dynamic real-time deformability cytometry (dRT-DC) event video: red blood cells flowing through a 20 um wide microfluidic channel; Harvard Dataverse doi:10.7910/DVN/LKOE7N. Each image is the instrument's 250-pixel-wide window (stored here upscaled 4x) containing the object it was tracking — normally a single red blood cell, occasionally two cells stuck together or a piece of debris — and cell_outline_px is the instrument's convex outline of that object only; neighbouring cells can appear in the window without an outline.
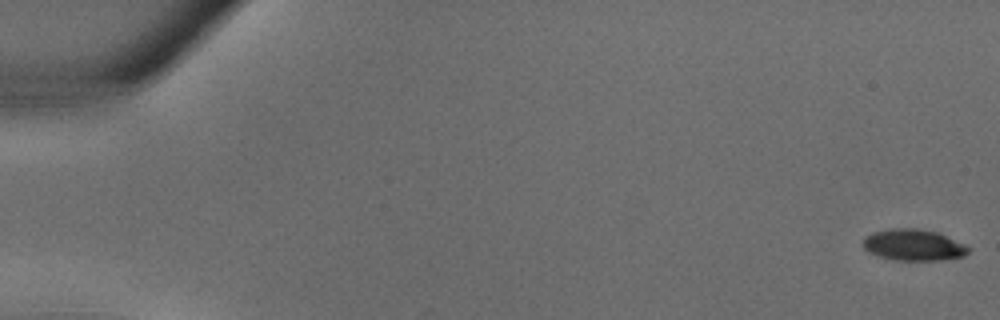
{"species": "common noctule bat (a hibernating species)", "species_latin": "Nyctalus noctula", "temperature_condition": "warm", "stored_images_in_passage": 35, "camera_frame_rate_fps": 3000, "um_per_image_px": 0.085, "animal": {"sex": "male", "body_mass_g": 18.8}, "frame": {"image": 1, "passage_image": 1, "time_ms": 0.0, "image_size_px": [1000, 320], "cell_outline_px": [[972, 248], [964, 256], [940, 260], [896, 260], [880, 256], [868, 252], [864, 248], [864, 240], [872, 232], [892, 228], [920, 228], [936, 232], [964, 244]], "centroid_in_image_um": [77.67, 20.82], "position_along_channel_um": 7.3, "area_um2": 19.07}}
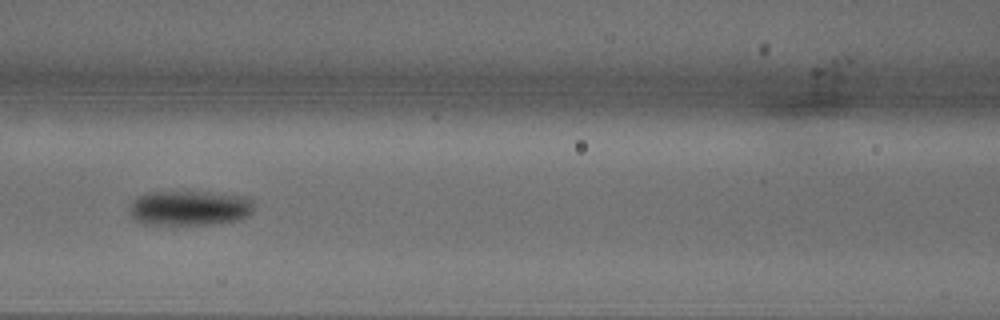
{"frame": {"image": 2, "passage_image": 17, "time_ms": 5.333, "image_size_px": [1000, 320], "cell_outline_px": [[252, 212], [248, 216], [240, 220], [220, 224], [144, 224], [132, 220], [128, 212], [128, 204], [136, 196], [148, 192], [208, 192], [240, 196], [252, 200]], "centroid_in_image_um": [16.03, 17.69], "position_along_channel_um": 150.6, "area_um2": 25.72}}
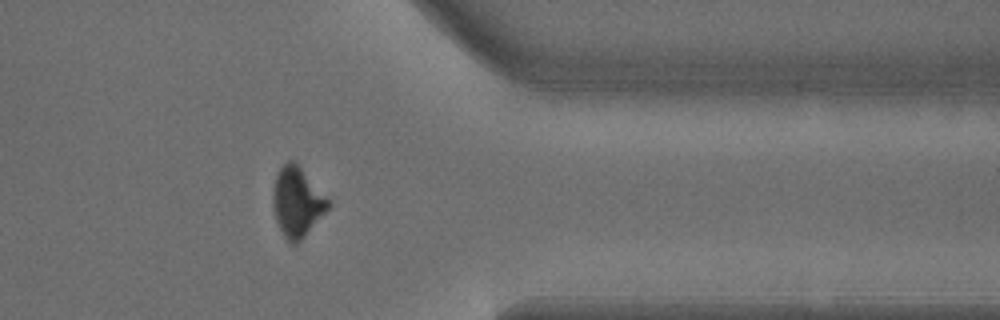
{"frame": {"image": 3, "passage_image": 30, "time_ms": 9.667, "image_size_px": [1000, 320], "cell_outline_px": [[332, 204], [304, 236], [296, 244], [292, 244], [284, 236], [276, 220], [272, 204], [272, 192], [276, 176], [280, 168], [288, 160], [296, 160]], "centroid_in_image_um": [25.24, 17.13], "position_along_channel_um": 386.2, "area_um2": 22.25}}